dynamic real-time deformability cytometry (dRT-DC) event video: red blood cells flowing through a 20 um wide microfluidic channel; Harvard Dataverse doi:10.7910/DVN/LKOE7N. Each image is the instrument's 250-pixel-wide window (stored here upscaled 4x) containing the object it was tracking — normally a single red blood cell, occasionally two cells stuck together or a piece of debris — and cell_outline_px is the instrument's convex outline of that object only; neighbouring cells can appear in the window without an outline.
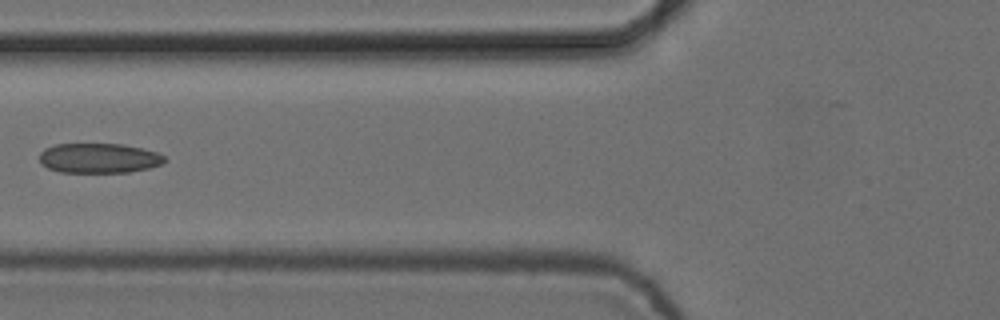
{"species": "common noctule bat (a hibernating species)", "species_latin": "Nyctalus noctula", "temperature_condition": "cold", "stored_images_in_passage": 7, "camera_frame_rate_fps": 3000, "um_per_image_px": 0.085, "animal": {"sex": "female", "body_mass_g": 24.6, "forearm_length_mm": 56.2}, "frame": {"image": 1, "passage_image": 5, "time_ms": 1.333, "image_size_px": [1000, 320], "cell_outline_px": [[168, 160], [160, 164], [148, 168], [128, 172], [60, 172], [48, 168], [40, 164], [40, 152], [44, 148], [56, 144], [120, 144], [140, 148], [156, 152], [164, 156]], "centroid_in_image_um": [8.37, 13.44], "position_along_channel_um": 117.4, "area_um2": 21.68}}
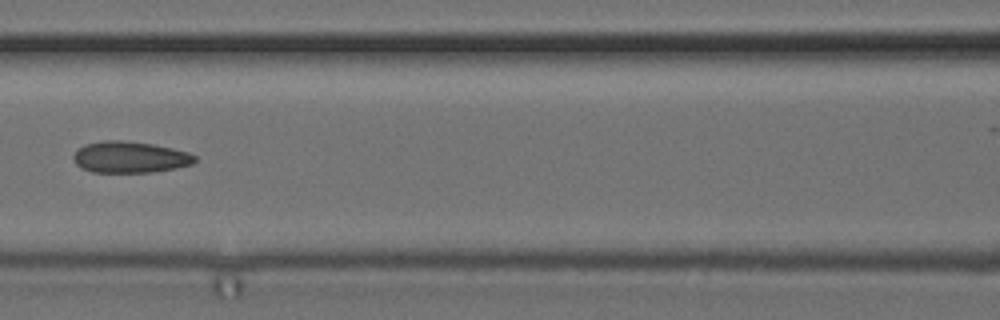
{"frame": {"image": 2, "passage_image": 6, "time_ms": 1.667, "image_size_px": [1000, 320], "cell_outline_px": [[196, 160], [192, 164], [176, 168], [152, 172], [92, 172], [80, 168], [76, 164], [72, 156], [84, 144], [104, 140], [120, 140], [152, 144], [172, 148], [188, 152], [196, 156]], "centroid_in_image_um": [11.04, 13.36], "position_along_channel_um": 155.6, "area_um2": 22.2}}